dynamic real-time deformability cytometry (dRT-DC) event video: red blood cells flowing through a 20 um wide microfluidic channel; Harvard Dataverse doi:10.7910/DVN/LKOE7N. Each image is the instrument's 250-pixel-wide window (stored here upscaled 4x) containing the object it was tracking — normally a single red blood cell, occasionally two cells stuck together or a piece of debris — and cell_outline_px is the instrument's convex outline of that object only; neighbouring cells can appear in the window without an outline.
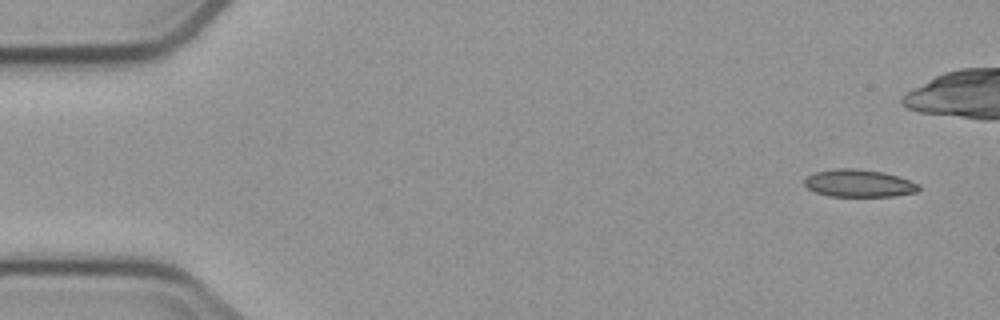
{"species": "common noctule bat (a hibernating species)", "species_latin": "Nyctalus noctula", "temperature_condition": "cold", "stored_images_in_passage": 15, "camera_frame_rate_fps": 3000, "um_per_image_px": 0.085, "animal": {"sex": "male", "body_mass_g": 23.1, "forearm_length_mm": 52.7}, "frame": {"image": 1, "passage_image": 1, "time_ms": 0.0, "image_size_px": [1000, 320], "cell_outline_px": [[920, 188], [916, 192], [896, 196], [828, 196], [816, 192], [808, 188], [804, 184], [804, 180], [808, 176], [816, 172], [836, 168], [852, 168], [884, 172], [920, 184]], "centroid_in_image_um": [73.01, 15.58], "position_along_channel_um": 12.0, "area_um2": 18.21}}